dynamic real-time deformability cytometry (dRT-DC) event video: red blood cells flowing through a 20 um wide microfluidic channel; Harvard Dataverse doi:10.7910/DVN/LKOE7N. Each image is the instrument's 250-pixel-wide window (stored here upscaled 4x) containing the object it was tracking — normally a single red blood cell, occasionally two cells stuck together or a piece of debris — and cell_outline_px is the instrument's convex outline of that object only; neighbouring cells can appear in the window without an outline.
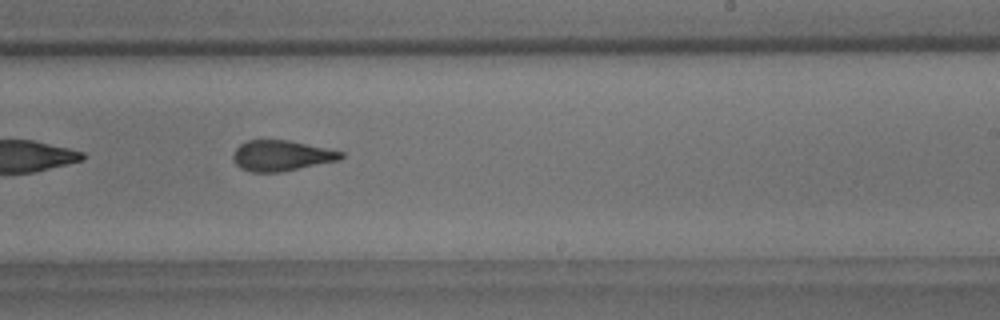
{"species": "common noctule bat (a hibernating species)", "species_latin": "Nyctalus noctula", "temperature_condition": "room temperature", "stored_images_in_passage": 42, "camera_frame_rate_fps": 3000, "um_per_image_px": 0.085, "animal": {"sex": "male", "body_mass_g": 18.8}, "frame": {"image": 1, "passage_image": 19, "time_ms": 6.0, "image_size_px": [1000, 320], "cell_outline_px": [[344, 156], [340, 160], [280, 172], [252, 172], [240, 168], [232, 160], [232, 156], [236, 148], [240, 144], [248, 140], [288, 140], [344, 152]], "centroid_in_image_um": [23.9, 13.23], "position_along_channel_um": 265.1, "area_um2": 19.19}}
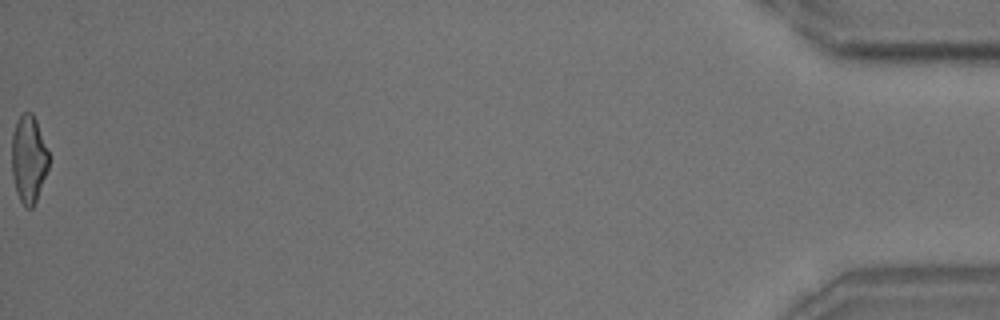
{"frame": {"image": 2, "passage_image": 42, "time_ms": 13.667, "image_size_px": [1000, 320], "cell_outline_px": [[48, 168], [36, 200], [32, 208], [24, 208], [16, 192], [12, 176], [12, 132], [16, 120], [24, 112], [32, 112], [36, 120], [48, 152]], "centroid_in_image_um": [2.41, 13.52], "position_along_channel_um": 432.8, "area_um2": 18.79}, "authors_computed_cell_mechanics": {"area_um2": 19.7965, "velocity_mm_per_s": 3.5004, "shape_relaxation_time_tau1_ms": 6.557, "shape_relaxation_time_tau2_ms": 2.2564, "deformation_change_tau1": 0.176, "deformation_change_tau2": 0.1102}}